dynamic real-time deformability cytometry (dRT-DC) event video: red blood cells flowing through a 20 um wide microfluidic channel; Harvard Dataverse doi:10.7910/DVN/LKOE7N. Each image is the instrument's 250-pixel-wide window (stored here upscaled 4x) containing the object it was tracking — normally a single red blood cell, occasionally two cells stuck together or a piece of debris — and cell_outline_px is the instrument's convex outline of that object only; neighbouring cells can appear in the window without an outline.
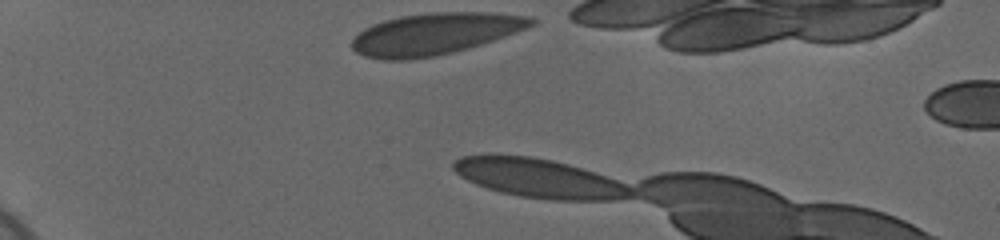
{"species": "human", "species_latin": "Homo sapiens", "temperature_condition": "cold", "stored_images_in_passage": 6, "camera_frame_rate_fps": 3000, "um_per_image_px": 0.085, "donor": {"sex": "female"}, "frame": {"image": 1, "passage_image": 1, "time_ms": 0.0, "image_size_px": [1000, 240], "cell_outline_px": [[536, 24], [516, 32], [468, 48], [452, 52], [412, 60], [384, 60], [364, 56], [356, 52], [352, 48], [352, 40], [364, 28], [372, 24], [384, 20], [400, 16], [432, 12], [492, 12], [532, 16], [536, 20]], "centroid_in_image_um": [36.97, 2.87], "position_along_channel_um": 48.0, "area_um2": 43.52}}